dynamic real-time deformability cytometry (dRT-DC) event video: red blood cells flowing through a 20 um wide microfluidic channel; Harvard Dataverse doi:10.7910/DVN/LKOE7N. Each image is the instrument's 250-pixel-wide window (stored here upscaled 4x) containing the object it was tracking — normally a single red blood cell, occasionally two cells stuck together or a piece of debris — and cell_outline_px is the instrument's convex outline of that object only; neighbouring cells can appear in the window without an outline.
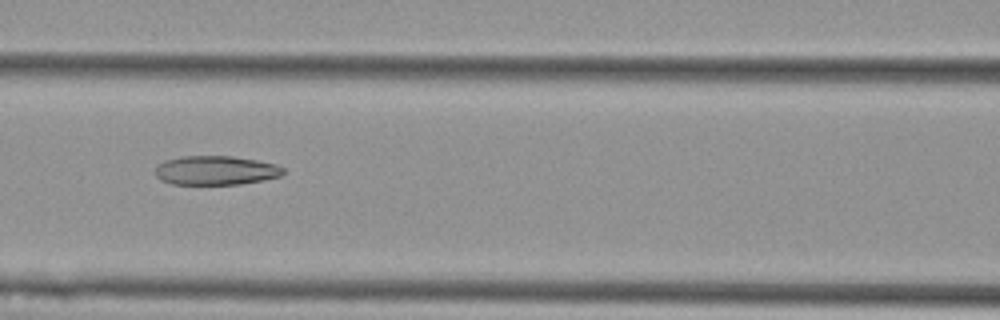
{"species": "Egyptian fruit bat (a non-hibernating species)", "species_latin": "Rousettus aegyptiacus", "temperature_condition": "cold", "stored_images_in_passage": 7, "camera_frame_rate_fps": 3000, "um_per_image_px": 0.085, "animal": {"sex": "female"}, "frame": {"image": 1, "passage_image": 6, "time_ms": 1.667, "image_size_px": [1000, 320], "cell_outline_px": [[284, 172], [280, 176], [240, 184], [172, 184], [160, 180], [156, 176], [156, 168], [164, 160], [180, 156], [232, 156], [256, 160], [276, 164], [284, 168]], "centroid_in_image_um": [18.32, 14.48], "position_along_channel_um": 148.3, "area_um2": 21.62}}
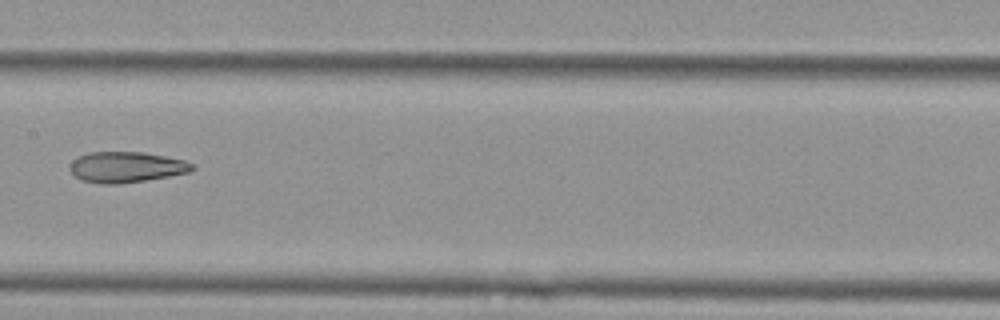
{"frame": {"image": 2, "passage_image": 7, "time_ms": 2.0, "image_size_px": [1000, 320], "cell_outline_px": [[196, 168], [188, 172], [168, 176], [144, 180], [116, 184], [100, 184], [80, 180], [72, 172], [72, 160], [88, 152], [144, 152], [184, 160], [192, 164]], "centroid_in_image_um": [10.73, 14.2], "position_along_channel_um": 196.7, "area_um2": 21.62}}